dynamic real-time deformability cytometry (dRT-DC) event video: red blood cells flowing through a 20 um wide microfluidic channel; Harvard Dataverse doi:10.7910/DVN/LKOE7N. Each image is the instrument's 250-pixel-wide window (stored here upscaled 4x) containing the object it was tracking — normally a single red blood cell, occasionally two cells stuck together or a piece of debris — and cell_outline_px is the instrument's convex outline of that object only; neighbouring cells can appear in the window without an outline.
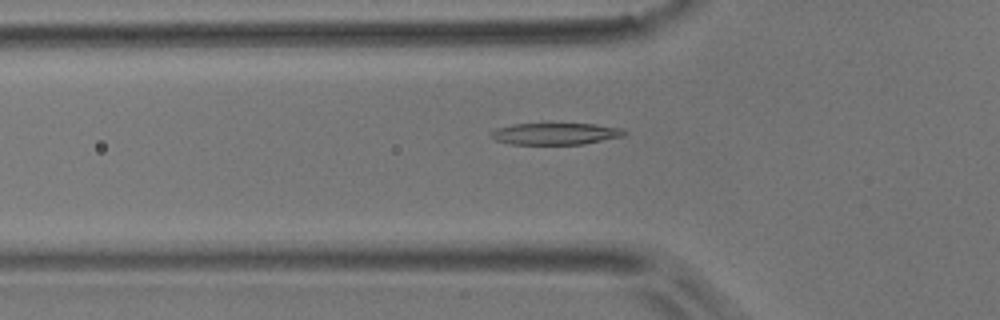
{"species": "common noctule bat (a hibernating species)", "species_latin": "Nyctalus noctula", "temperature_condition": "room temperature", "stored_images_in_passage": 46, "camera_frame_rate_fps": 3000, "um_per_image_px": 0.085, "animal": {"sex": "male", "body_mass_g": 17.9}, "frame": {"image": 1, "passage_image": 11, "time_ms": 3.333, "image_size_px": [1000, 320], "cell_outline_px": [[628, 132], [624, 136], [584, 144], [512, 144], [496, 140], [488, 136], [488, 132], [496, 128], [512, 124], [596, 124], [620, 128]], "centroid_in_image_um": [47.18, 11.37], "position_along_channel_um": 78.6, "area_um2": 16.94}}
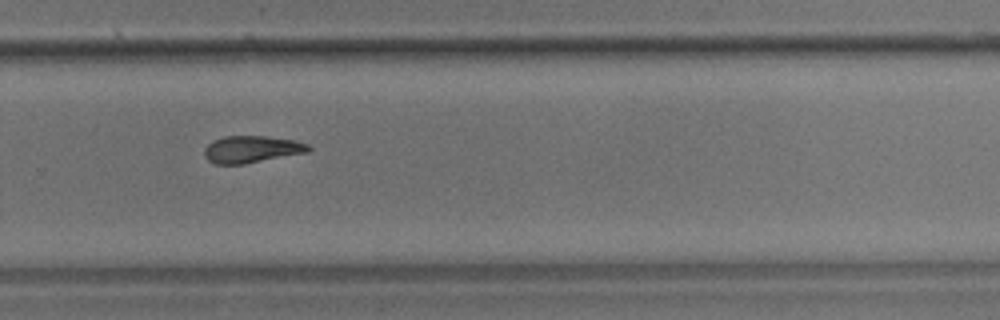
{"frame": {"image": 2, "passage_image": 29, "time_ms": 9.333, "image_size_px": [1000, 320], "cell_outline_px": [[312, 148], [308, 152], [244, 164], [212, 164], [204, 156], [204, 148], [212, 140], [224, 136], [264, 136], [296, 140], [308, 144]], "centroid_in_image_um": [21.37, 12.69], "position_along_channel_um": 308.4, "area_um2": 16.53}}
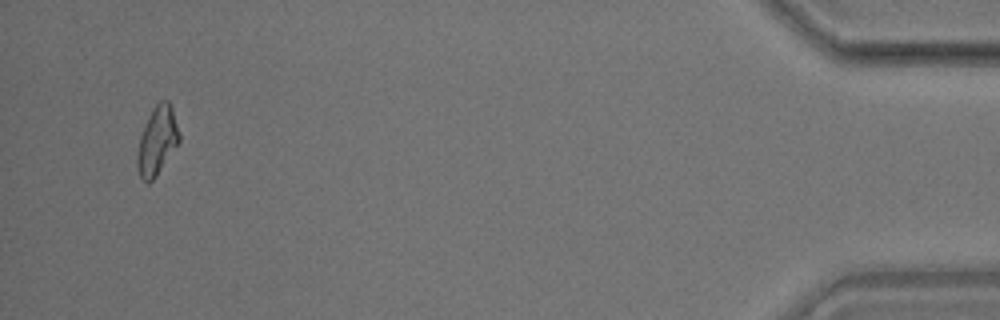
{"frame": {"image": 3, "passage_image": 44, "time_ms": 14.333, "image_size_px": [1000, 320], "cell_outline_px": [[180, 140], [156, 176], [148, 184], [140, 176], [136, 164], [136, 156], [140, 136], [148, 116], [152, 108], [160, 100], [168, 100], [172, 108], [180, 136]], "centroid_in_image_um": [13.34, 11.95], "position_along_channel_um": 421.9, "area_um2": 16.53}, "authors_computed_cell_mechanics": {"area_um2": 16.6753, "velocity_mm_per_s": 3.8184, "shape_relaxation_time_tau1_ms": 4.5456, "shape_relaxation_time_tau2_ms": 6.7218, "deformation_change_tau1": 0.1748, "deformation_change_tau2": 0.1557}}